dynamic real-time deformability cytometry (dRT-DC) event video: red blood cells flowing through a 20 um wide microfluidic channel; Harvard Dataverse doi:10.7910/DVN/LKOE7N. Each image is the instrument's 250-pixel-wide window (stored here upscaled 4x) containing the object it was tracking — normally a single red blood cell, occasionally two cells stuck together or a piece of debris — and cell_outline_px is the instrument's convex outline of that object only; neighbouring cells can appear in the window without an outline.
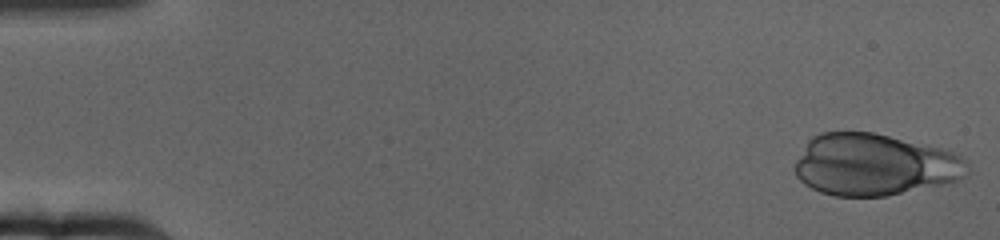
{"species": "human", "species_latin": "Homo sapiens", "temperature_condition": "cold", "stored_images_in_passage": 63, "camera_frame_rate_fps": 3000, "um_per_image_px": 0.085, "donor": {"sex": "female"}, "frame": {"image": 1, "passage_image": 1, "time_ms": 0.0, "image_size_px": [1000, 240], "cell_outline_px": [[968, 176], [960, 180], [884, 196], [836, 196], [820, 192], [804, 184], [796, 176], [792, 168], [796, 160], [808, 140], [812, 136], [820, 132], [872, 132], [940, 148], [952, 152], [960, 156], [968, 164]], "centroid_in_image_um": [74.28, 14.0], "position_along_channel_um": 10.7, "area_um2": 62.02}}